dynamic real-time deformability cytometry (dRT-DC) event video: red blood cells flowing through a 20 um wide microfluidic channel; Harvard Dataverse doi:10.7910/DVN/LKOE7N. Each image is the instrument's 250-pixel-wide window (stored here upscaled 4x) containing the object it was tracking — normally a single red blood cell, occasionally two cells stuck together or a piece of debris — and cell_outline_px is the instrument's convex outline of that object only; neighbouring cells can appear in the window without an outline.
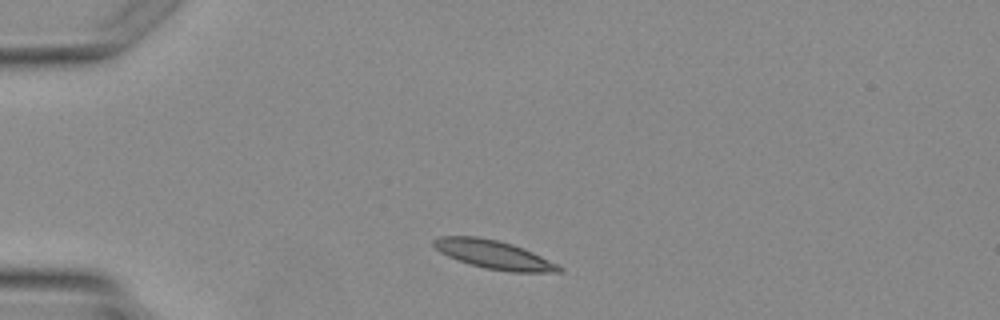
{"species": "Egyptian fruit bat (a non-hibernating species)", "species_latin": "Rousettus aegyptiacus", "temperature_condition": "warm", "stored_images_in_passage": 5, "camera_frame_rate_fps": 3000, "um_per_image_px": 0.085, "animal": {"sex": "female"}, "frame": {"image": 1, "passage_image": 5, "time_ms": 5.0, "image_size_px": [1000, 320], "cell_outline_px": [[564, 272], [508, 272], [484, 268], [448, 256], [440, 252], [432, 244], [432, 240], [440, 236], [476, 236], [496, 240], [512, 244], [532, 252], [564, 268]], "centroid_in_image_um": [41.96, 21.64], "position_along_channel_um": 43.0, "area_um2": 20.58}}